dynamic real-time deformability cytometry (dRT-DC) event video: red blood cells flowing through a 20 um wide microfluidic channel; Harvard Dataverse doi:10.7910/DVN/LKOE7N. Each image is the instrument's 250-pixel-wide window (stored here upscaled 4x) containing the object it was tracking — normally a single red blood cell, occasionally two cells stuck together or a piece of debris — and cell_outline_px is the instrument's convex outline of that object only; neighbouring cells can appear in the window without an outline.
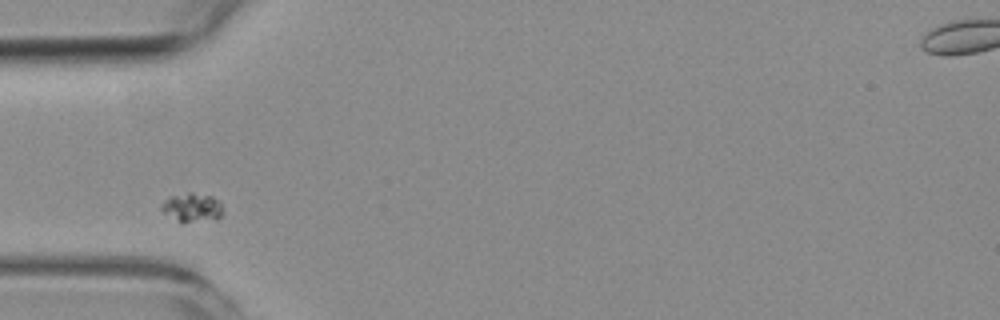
{"species": "common noctule bat (a hibernating species)", "species_latin": "Nyctalus noctula", "temperature_condition": "room temperature", "stored_images_in_passage": 5, "camera_frame_rate_fps": 3000, "um_per_image_px": 0.085, "animal": {"sex": "female", "body_mass_g": 19.3, "forearm_length_mm": 54.1}, "frame": {"image": 1, "passage_image": 2, "time_ms": 1.0, "image_size_px": [1000, 320], "cell_outline_px": [[224, 212], [216, 220], [180, 224], [164, 212], [160, 208], [160, 204], [168, 196], [188, 192], [192, 192], [212, 196], [220, 200]], "centroid_in_image_um": [16.34, 17.66], "position_along_channel_um": 68.7, "area_um2": 10.92}}